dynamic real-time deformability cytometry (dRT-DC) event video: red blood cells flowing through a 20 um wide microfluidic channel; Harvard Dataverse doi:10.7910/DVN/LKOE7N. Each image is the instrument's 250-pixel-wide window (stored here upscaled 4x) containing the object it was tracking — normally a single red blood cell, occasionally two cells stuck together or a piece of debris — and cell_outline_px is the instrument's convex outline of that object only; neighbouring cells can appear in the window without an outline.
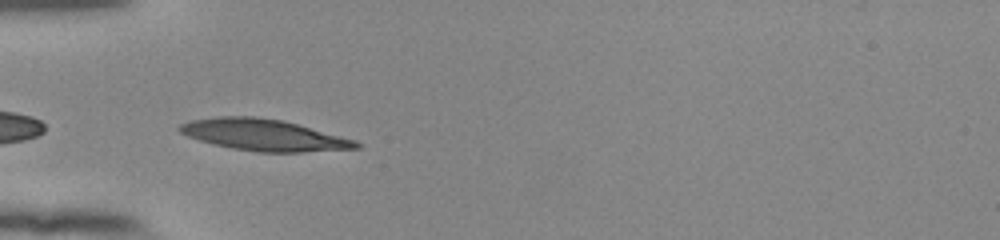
{"species": "human", "species_latin": "Homo sapiens", "temperature_condition": "room temperature", "stored_images_in_passage": 36, "camera_frame_rate_fps": 3000, "um_per_image_px": 0.085, "donor": {"sex": "female"}, "frame": {"image": 1, "passage_image": 1, "time_ms": 0.0, "image_size_px": [1000, 240], "cell_outline_px": [[364, 144], [360, 148], [300, 152], [256, 152], [232, 148], [200, 140], [188, 136], [180, 132], [176, 128], [180, 124], [192, 120], [220, 116], [256, 116], [284, 120], [356, 140]], "centroid_in_image_um": [22.46, 11.47], "position_along_channel_um": 62.5, "area_um2": 32.37}}
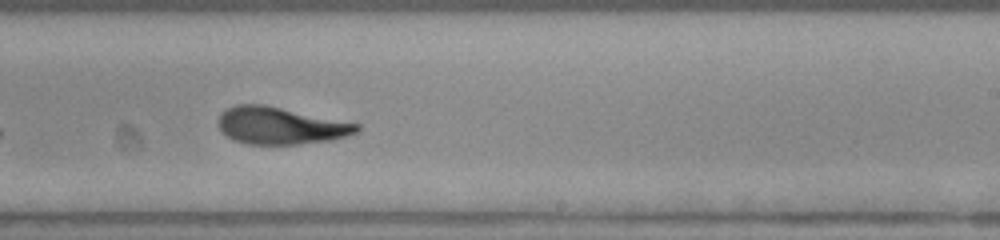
{"frame": {"image": 2, "passage_image": 17, "time_ms": 5.333, "image_size_px": [1000, 240], "cell_outline_px": [[360, 128], [356, 132], [332, 140], [296, 144], [248, 144], [232, 140], [216, 124], [220, 112], [236, 104], [264, 104], [360, 124]], "centroid_in_image_um": [23.79, 10.67], "position_along_channel_um": 265.2, "area_um2": 29.88}}
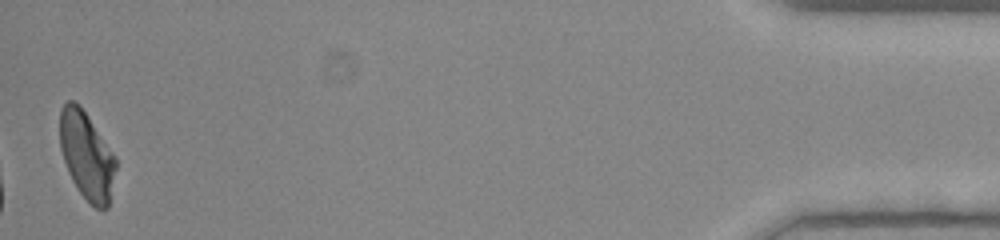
{"frame": {"image": 3, "passage_image": 36, "time_ms": 11.667, "image_size_px": [1000, 240], "cell_outline_px": [[116, 168], [108, 208], [96, 208], [80, 192], [72, 180], [68, 172], [60, 148], [60, 108], [68, 100], [72, 100], [80, 104], [116, 156]], "centroid_in_image_um": [7.37, 13.18], "position_along_channel_um": 427.8, "area_um2": 28.5}, "authors_computed_cell_mechanics": {"area_um2": 30.5762, "velocity_mm_per_s": 3.8788, "shape_relaxation_time_tau1_ms": 3.4267, "shape_relaxation_time_tau2_ms": 1.5611, "deformation_change_tau1": 0.1719, "deformation_change_tau2": 0.0783}}